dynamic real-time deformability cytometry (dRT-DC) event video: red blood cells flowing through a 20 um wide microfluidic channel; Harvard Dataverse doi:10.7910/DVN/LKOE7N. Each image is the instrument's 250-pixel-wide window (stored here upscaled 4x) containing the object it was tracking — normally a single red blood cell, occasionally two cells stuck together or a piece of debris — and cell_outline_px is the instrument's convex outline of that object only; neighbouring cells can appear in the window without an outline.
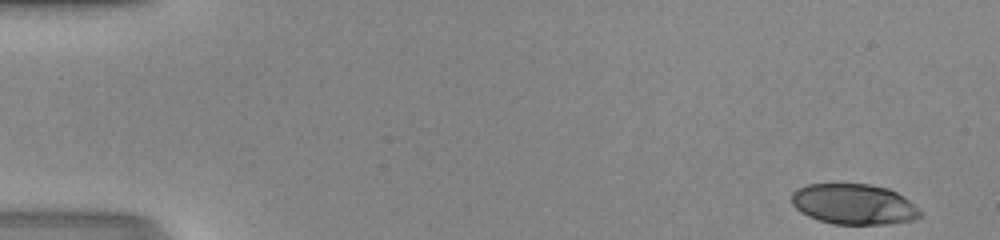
{"species": "human", "species_latin": "Homo sapiens", "temperature_condition": "room temperature", "stored_images_in_passage": 49, "segment_of_instrument_passage": [1, 2], "camera_frame_rate_fps": 3000, "um_per_image_px": 0.085, "donor": {"sex": "male"}, "frame": {"image": 1, "passage_image": 1, "time_ms": 0.0, "image_size_px": [1000, 240], "cell_outline_px": [[924, 216], [912, 220], [884, 224], [832, 224], [808, 216], [800, 212], [792, 204], [792, 192], [796, 188], [808, 184], [868, 184], [888, 188], [904, 196]], "centroid_in_image_um": [72.55, 17.35], "position_along_channel_um": 12.5, "area_um2": 30.29}}
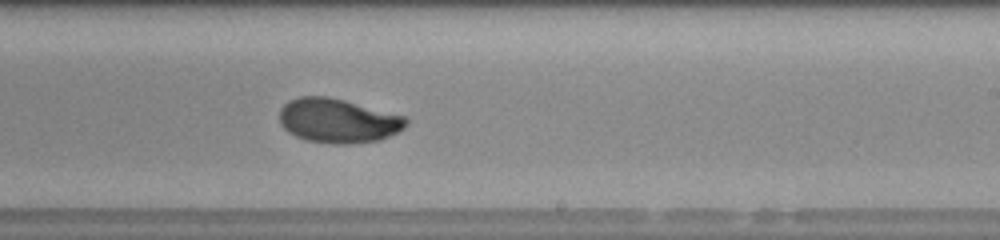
{"frame": {"image": 2, "passage_image": 29, "time_ms": 9.333, "image_size_px": [1000, 240], "cell_outline_px": [[408, 124], [404, 128], [380, 140], [352, 144], [336, 144], [308, 140], [296, 136], [288, 132], [280, 124], [280, 108], [288, 100], [300, 96], [328, 96], [344, 100], [404, 116], [408, 120]], "centroid_in_image_um": [28.71, 10.25], "position_along_channel_um": 260.3, "area_um2": 32.6}}
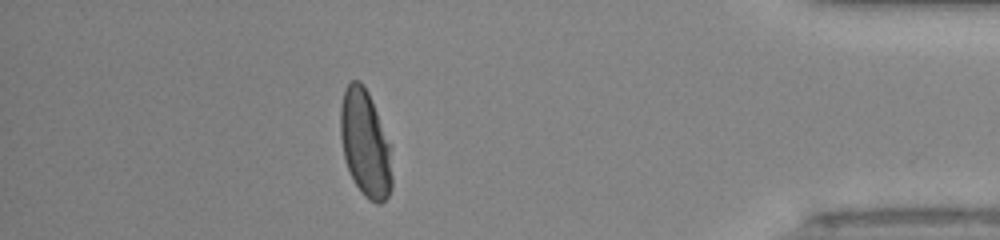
{"frame": {"image": 3, "passage_image": 42, "time_ms": 13.667, "image_size_px": [1000, 240], "cell_outline_px": [[392, 188], [388, 196], [380, 204], [376, 204], [368, 200], [364, 196], [356, 184], [344, 160], [340, 136], [340, 108], [344, 88], [352, 80], [360, 80], [364, 84], [368, 92], [376, 112], [388, 144], [392, 176]], "centroid_in_image_um": [31.01, 12.21], "position_along_channel_um": 404.2, "area_um2": 31.73}}